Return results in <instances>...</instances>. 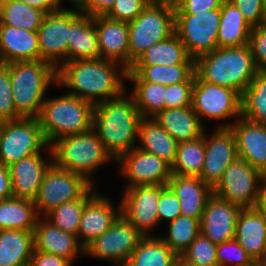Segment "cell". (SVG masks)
<instances>
[{
  "label": "cell",
  "mask_w": 266,
  "mask_h": 266,
  "mask_svg": "<svg viewBox=\"0 0 266 266\" xmlns=\"http://www.w3.org/2000/svg\"><path fill=\"white\" fill-rule=\"evenodd\" d=\"M39 217L33 200L11 197L0 201V230L34 231Z\"/></svg>",
  "instance_id": "obj_33"
},
{
  "label": "cell",
  "mask_w": 266,
  "mask_h": 266,
  "mask_svg": "<svg viewBox=\"0 0 266 266\" xmlns=\"http://www.w3.org/2000/svg\"><path fill=\"white\" fill-rule=\"evenodd\" d=\"M81 14L78 8L76 10L62 8L45 15L37 31L40 60L51 64L56 70L67 62L70 25Z\"/></svg>",
  "instance_id": "obj_11"
},
{
  "label": "cell",
  "mask_w": 266,
  "mask_h": 266,
  "mask_svg": "<svg viewBox=\"0 0 266 266\" xmlns=\"http://www.w3.org/2000/svg\"><path fill=\"white\" fill-rule=\"evenodd\" d=\"M261 175L246 160L237 158L225 169L213 194L242 208H254L259 198Z\"/></svg>",
  "instance_id": "obj_12"
},
{
  "label": "cell",
  "mask_w": 266,
  "mask_h": 266,
  "mask_svg": "<svg viewBox=\"0 0 266 266\" xmlns=\"http://www.w3.org/2000/svg\"><path fill=\"white\" fill-rule=\"evenodd\" d=\"M47 142L38 118L0 122V163L6 167L40 153Z\"/></svg>",
  "instance_id": "obj_8"
},
{
  "label": "cell",
  "mask_w": 266,
  "mask_h": 266,
  "mask_svg": "<svg viewBox=\"0 0 266 266\" xmlns=\"http://www.w3.org/2000/svg\"><path fill=\"white\" fill-rule=\"evenodd\" d=\"M124 95L97 103L93 109L92 128L115 160L136 148L139 123L143 118L134 98Z\"/></svg>",
  "instance_id": "obj_2"
},
{
  "label": "cell",
  "mask_w": 266,
  "mask_h": 266,
  "mask_svg": "<svg viewBox=\"0 0 266 266\" xmlns=\"http://www.w3.org/2000/svg\"><path fill=\"white\" fill-rule=\"evenodd\" d=\"M241 210V206L213 194L207 201L201 217L200 233L216 245L233 240Z\"/></svg>",
  "instance_id": "obj_19"
},
{
  "label": "cell",
  "mask_w": 266,
  "mask_h": 266,
  "mask_svg": "<svg viewBox=\"0 0 266 266\" xmlns=\"http://www.w3.org/2000/svg\"><path fill=\"white\" fill-rule=\"evenodd\" d=\"M45 15L44 11L32 8L20 0H14L0 6V24L28 31H38Z\"/></svg>",
  "instance_id": "obj_39"
},
{
  "label": "cell",
  "mask_w": 266,
  "mask_h": 266,
  "mask_svg": "<svg viewBox=\"0 0 266 266\" xmlns=\"http://www.w3.org/2000/svg\"><path fill=\"white\" fill-rule=\"evenodd\" d=\"M162 185H139L125 188L120 202L121 214L144 237L159 224L158 202ZM149 231V232H148Z\"/></svg>",
  "instance_id": "obj_15"
},
{
  "label": "cell",
  "mask_w": 266,
  "mask_h": 266,
  "mask_svg": "<svg viewBox=\"0 0 266 266\" xmlns=\"http://www.w3.org/2000/svg\"><path fill=\"white\" fill-rule=\"evenodd\" d=\"M218 266H255L256 263L246 253L245 249L233 239L217 246L216 251Z\"/></svg>",
  "instance_id": "obj_43"
},
{
  "label": "cell",
  "mask_w": 266,
  "mask_h": 266,
  "mask_svg": "<svg viewBox=\"0 0 266 266\" xmlns=\"http://www.w3.org/2000/svg\"><path fill=\"white\" fill-rule=\"evenodd\" d=\"M241 12L251 27L264 24L265 0H229Z\"/></svg>",
  "instance_id": "obj_49"
},
{
  "label": "cell",
  "mask_w": 266,
  "mask_h": 266,
  "mask_svg": "<svg viewBox=\"0 0 266 266\" xmlns=\"http://www.w3.org/2000/svg\"><path fill=\"white\" fill-rule=\"evenodd\" d=\"M256 208L266 213V172L262 173L259 185V198Z\"/></svg>",
  "instance_id": "obj_55"
},
{
  "label": "cell",
  "mask_w": 266,
  "mask_h": 266,
  "mask_svg": "<svg viewBox=\"0 0 266 266\" xmlns=\"http://www.w3.org/2000/svg\"><path fill=\"white\" fill-rule=\"evenodd\" d=\"M32 8H38L46 14L58 11L63 8L59 0H20Z\"/></svg>",
  "instance_id": "obj_54"
},
{
  "label": "cell",
  "mask_w": 266,
  "mask_h": 266,
  "mask_svg": "<svg viewBox=\"0 0 266 266\" xmlns=\"http://www.w3.org/2000/svg\"><path fill=\"white\" fill-rule=\"evenodd\" d=\"M72 263L57 255L34 251L29 266H71Z\"/></svg>",
  "instance_id": "obj_52"
},
{
  "label": "cell",
  "mask_w": 266,
  "mask_h": 266,
  "mask_svg": "<svg viewBox=\"0 0 266 266\" xmlns=\"http://www.w3.org/2000/svg\"><path fill=\"white\" fill-rule=\"evenodd\" d=\"M16 114L20 118H39L45 94L57 84V70L42 60L7 64Z\"/></svg>",
  "instance_id": "obj_4"
},
{
  "label": "cell",
  "mask_w": 266,
  "mask_h": 266,
  "mask_svg": "<svg viewBox=\"0 0 266 266\" xmlns=\"http://www.w3.org/2000/svg\"><path fill=\"white\" fill-rule=\"evenodd\" d=\"M100 58L98 34L93 17L82 13L70 25L67 62Z\"/></svg>",
  "instance_id": "obj_28"
},
{
  "label": "cell",
  "mask_w": 266,
  "mask_h": 266,
  "mask_svg": "<svg viewBox=\"0 0 266 266\" xmlns=\"http://www.w3.org/2000/svg\"><path fill=\"white\" fill-rule=\"evenodd\" d=\"M264 24H266V0L264 1Z\"/></svg>",
  "instance_id": "obj_61"
},
{
  "label": "cell",
  "mask_w": 266,
  "mask_h": 266,
  "mask_svg": "<svg viewBox=\"0 0 266 266\" xmlns=\"http://www.w3.org/2000/svg\"><path fill=\"white\" fill-rule=\"evenodd\" d=\"M177 255L159 236L144 237L124 266H170Z\"/></svg>",
  "instance_id": "obj_34"
},
{
  "label": "cell",
  "mask_w": 266,
  "mask_h": 266,
  "mask_svg": "<svg viewBox=\"0 0 266 266\" xmlns=\"http://www.w3.org/2000/svg\"><path fill=\"white\" fill-rule=\"evenodd\" d=\"M144 236L121 214L114 224L85 248L86 256L124 266Z\"/></svg>",
  "instance_id": "obj_13"
},
{
  "label": "cell",
  "mask_w": 266,
  "mask_h": 266,
  "mask_svg": "<svg viewBox=\"0 0 266 266\" xmlns=\"http://www.w3.org/2000/svg\"><path fill=\"white\" fill-rule=\"evenodd\" d=\"M170 266H177V258Z\"/></svg>",
  "instance_id": "obj_63"
},
{
  "label": "cell",
  "mask_w": 266,
  "mask_h": 266,
  "mask_svg": "<svg viewBox=\"0 0 266 266\" xmlns=\"http://www.w3.org/2000/svg\"><path fill=\"white\" fill-rule=\"evenodd\" d=\"M71 1H72L73 5L76 6V8H78L83 3L84 0H71ZM59 2L62 5V2L63 1L62 0H59Z\"/></svg>",
  "instance_id": "obj_58"
},
{
  "label": "cell",
  "mask_w": 266,
  "mask_h": 266,
  "mask_svg": "<svg viewBox=\"0 0 266 266\" xmlns=\"http://www.w3.org/2000/svg\"><path fill=\"white\" fill-rule=\"evenodd\" d=\"M168 236L159 237L180 256L200 233V220L180 215L169 222Z\"/></svg>",
  "instance_id": "obj_41"
},
{
  "label": "cell",
  "mask_w": 266,
  "mask_h": 266,
  "mask_svg": "<svg viewBox=\"0 0 266 266\" xmlns=\"http://www.w3.org/2000/svg\"><path fill=\"white\" fill-rule=\"evenodd\" d=\"M51 148L53 163L57 167L80 174L91 183L93 181L90 177L96 168L111 159L116 161L105 149L93 128L87 132L62 137Z\"/></svg>",
  "instance_id": "obj_6"
},
{
  "label": "cell",
  "mask_w": 266,
  "mask_h": 266,
  "mask_svg": "<svg viewBox=\"0 0 266 266\" xmlns=\"http://www.w3.org/2000/svg\"><path fill=\"white\" fill-rule=\"evenodd\" d=\"M127 80L135 83L131 95L143 118H152L165 109V86L143 81L137 74H127Z\"/></svg>",
  "instance_id": "obj_35"
},
{
  "label": "cell",
  "mask_w": 266,
  "mask_h": 266,
  "mask_svg": "<svg viewBox=\"0 0 266 266\" xmlns=\"http://www.w3.org/2000/svg\"><path fill=\"white\" fill-rule=\"evenodd\" d=\"M177 266H197V265L187 262L181 256H177Z\"/></svg>",
  "instance_id": "obj_57"
},
{
  "label": "cell",
  "mask_w": 266,
  "mask_h": 266,
  "mask_svg": "<svg viewBox=\"0 0 266 266\" xmlns=\"http://www.w3.org/2000/svg\"><path fill=\"white\" fill-rule=\"evenodd\" d=\"M116 0H84L78 9L91 17L106 15Z\"/></svg>",
  "instance_id": "obj_51"
},
{
  "label": "cell",
  "mask_w": 266,
  "mask_h": 266,
  "mask_svg": "<svg viewBox=\"0 0 266 266\" xmlns=\"http://www.w3.org/2000/svg\"><path fill=\"white\" fill-rule=\"evenodd\" d=\"M167 186L180 202L181 215L201 220L206 203L213 195V189L198 176L172 174Z\"/></svg>",
  "instance_id": "obj_24"
},
{
  "label": "cell",
  "mask_w": 266,
  "mask_h": 266,
  "mask_svg": "<svg viewBox=\"0 0 266 266\" xmlns=\"http://www.w3.org/2000/svg\"><path fill=\"white\" fill-rule=\"evenodd\" d=\"M248 46L258 70H266V24L252 27Z\"/></svg>",
  "instance_id": "obj_47"
},
{
  "label": "cell",
  "mask_w": 266,
  "mask_h": 266,
  "mask_svg": "<svg viewBox=\"0 0 266 266\" xmlns=\"http://www.w3.org/2000/svg\"><path fill=\"white\" fill-rule=\"evenodd\" d=\"M11 1H14V0H0V6H2L5 3L11 2Z\"/></svg>",
  "instance_id": "obj_62"
},
{
  "label": "cell",
  "mask_w": 266,
  "mask_h": 266,
  "mask_svg": "<svg viewBox=\"0 0 266 266\" xmlns=\"http://www.w3.org/2000/svg\"><path fill=\"white\" fill-rule=\"evenodd\" d=\"M204 140L205 157L199 177L214 189L225 169L238 158L236 140L230 128H216L211 137L204 130Z\"/></svg>",
  "instance_id": "obj_17"
},
{
  "label": "cell",
  "mask_w": 266,
  "mask_h": 266,
  "mask_svg": "<svg viewBox=\"0 0 266 266\" xmlns=\"http://www.w3.org/2000/svg\"><path fill=\"white\" fill-rule=\"evenodd\" d=\"M92 186L82 175L61 169L53 163L33 200L38 215L44 216L63 203L81 198Z\"/></svg>",
  "instance_id": "obj_9"
},
{
  "label": "cell",
  "mask_w": 266,
  "mask_h": 266,
  "mask_svg": "<svg viewBox=\"0 0 266 266\" xmlns=\"http://www.w3.org/2000/svg\"><path fill=\"white\" fill-rule=\"evenodd\" d=\"M50 161H45L41 152L22 158L9 166L13 197L34 200L46 171L53 164L52 148L49 146ZM52 160V161H51Z\"/></svg>",
  "instance_id": "obj_22"
},
{
  "label": "cell",
  "mask_w": 266,
  "mask_h": 266,
  "mask_svg": "<svg viewBox=\"0 0 266 266\" xmlns=\"http://www.w3.org/2000/svg\"><path fill=\"white\" fill-rule=\"evenodd\" d=\"M180 215L181 210L178 197L167 185H162V193L158 202L159 222L163 219L172 221Z\"/></svg>",
  "instance_id": "obj_48"
},
{
  "label": "cell",
  "mask_w": 266,
  "mask_h": 266,
  "mask_svg": "<svg viewBox=\"0 0 266 266\" xmlns=\"http://www.w3.org/2000/svg\"><path fill=\"white\" fill-rule=\"evenodd\" d=\"M205 157L203 135L197 139L178 143L176 159L171 166L172 174L181 176H200Z\"/></svg>",
  "instance_id": "obj_38"
},
{
  "label": "cell",
  "mask_w": 266,
  "mask_h": 266,
  "mask_svg": "<svg viewBox=\"0 0 266 266\" xmlns=\"http://www.w3.org/2000/svg\"><path fill=\"white\" fill-rule=\"evenodd\" d=\"M94 105L70 94L45 99L39 116L42 134L51 146L58 139L92 128Z\"/></svg>",
  "instance_id": "obj_5"
},
{
  "label": "cell",
  "mask_w": 266,
  "mask_h": 266,
  "mask_svg": "<svg viewBox=\"0 0 266 266\" xmlns=\"http://www.w3.org/2000/svg\"><path fill=\"white\" fill-rule=\"evenodd\" d=\"M127 74H137L145 82L168 86L186 82L194 74V64L131 66Z\"/></svg>",
  "instance_id": "obj_37"
},
{
  "label": "cell",
  "mask_w": 266,
  "mask_h": 266,
  "mask_svg": "<svg viewBox=\"0 0 266 266\" xmlns=\"http://www.w3.org/2000/svg\"><path fill=\"white\" fill-rule=\"evenodd\" d=\"M241 116L266 124V71L259 70L241 98Z\"/></svg>",
  "instance_id": "obj_36"
},
{
  "label": "cell",
  "mask_w": 266,
  "mask_h": 266,
  "mask_svg": "<svg viewBox=\"0 0 266 266\" xmlns=\"http://www.w3.org/2000/svg\"><path fill=\"white\" fill-rule=\"evenodd\" d=\"M13 197L9 168L0 163V201Z\"/></svg>",
  "instance_id": "obj_53"
},
{
  "label": "cell",
  "mask_w": 266,
  "mask_h": 266,
  "mask_svg": "<svg viewBox=\"0 0 266 266\" xmlns=\"http://www.w3.org/2000/svg\"><path fill=\"white\" fill-rule=\"evenodd\" d=\"M152 118L178 143L199 138L205 129L192 106L164 109Z\"/></svg>",
  "instance_id": "obj_27"
},
{
  "label": "cell",
  "mask_w": 266,
  "mask_h": 266,
  "mask_svg": "<svg viewBox=\"0 0 266 266\" xmlns=\"http://www.w3.org/2000/svg\"><path fill=\"white\" fill-rule=\"evenodd\" d=\"M92 188L93 186L81 198L61 204L43 217L60 230L78 236L85 202L95 193Z\"/></svg>",
  "instance_id": "obj_40"
},
{
  "label": "cell",
  "mask_w": 266,
  "mask_h": 266,
  "mask_svg": "<svg viewBox=\"0 0 266 266\" xmlns=\"http://www.w3.org/2000/svg\"><path fill=\"white\" fill-rule=\"evenodd\" d=\"M0 56L7 64L40 60L37 31L0 24Z\"/></svg>",
  "instance_id": "obj_26"
},
{
  "label": "cell",
  "mask_w": 266,
  "mask_h": 266,
  "mask_svg": "<svg viewBox=\"0 0 266 266\" xmlns=\"http://www.w3.org/2000/svg\"><path fill=\"white\" fill-rule=\"evenodd\" d=\"M251 30L252 27L239 9L229 0H224L220 8L218 47L230 48L248 44Z\"/></svg>",
  "instance_id": "obj_31"
},
{
  "label": "cell",
  "mask_w": 266,
  "mask_h": 266,
  "mask_svg": "<svg viewBox=\"0 0 266 266\" xmlns=\"http://www.w3.org/2000/svg\"><path fill=\"white\" fill-rule=\"evenodd\" d=\"M98 34L100 58L120 63L129 70L128 22L113 20L106 15L93 17Z\"/></svg>",
  "instance_id": "obj_21"
},
{
  "label": "cell",
  "mask_w": 266,
  "mask_h": 266,
  "mask_svg": "<svg viewBox=\"0 0 266 266\" xmlns=\"http://www.w3.org/2000/svg\"><path fill=\"white\" fill-rule=\"evenodd\" d=\"M195 73L186 81L165 86V109L191 106Z\"/></svg>",
  "instance_id": "obj_44"
},
{
  "label": "cell",
  "mask_w": 266,
  "mask_h": 266,
  "mask_svg": "<svg viewBox=\"0 0 266 266\" xmlns=\"http://www.w3.org/2000/svg\"><path fill=\"white\" fill-rule=\"evenodd\" d=\"M224 0H177L175 14H198L220 9Z\"/></svg>",
  "instance_id": "obj_50"
},
{
  "label": "cell",
  "mask_w": 266,
  "mask_h": 266,
  "mask_svg": "<svg viewBox=\"0 0 266 266\" xmlns=\"http://www.w3.org/2000/svg\"><path fill=\"white\" fill-rule=\"evenodd\" d=\"M111 203L108 197L99 193H94L85 202L78 230V239L84 248L106 232L121 215V205L115 212Z\"/></svg>",
  "instance_id": "obj_20"
},
{
  "label": "cell",
  "mask_w": 266,
  "mask_h": 266,
  "mask_svg": "<svg viewBox=\"0 0 266 266\" xmlns=\"http://www.w3.org/2000/svg\"><path fill=\"white\" fill-rule=\"evenodd\" d=\"M220 9L198 14H175V33L195 60L218 48Z\"/></svg>",
  "instance_id": "obj_10"
},
{
  "label": "cell",
  "mask_w": 266,
  "mask_h": 266,
  "mask_svg": "<svg viewBox=\"0 0 266 266\" xmlns=\"http://www.w3.org/2000/svg\"><path fill=\"white\" fill-rule=\"evenodd\" d=\"M150 2V0H116L106 16L113 20L130 22L134 20Z\"/></svg>",
  "instance_id": "obj_46"
},
{
  "label": "cell",
  "mask_w": 266,
  "mask_h": 266,
  "mask_svg": "<svg viewBox=\"0 0 266 266\" xmlns=\"http://www.w3.org/2000/svg\"><path fill=\"white\" fill-rule=\"evenodd\" d=\"M256 266H266V244L264 246V251H263L261 257L256 262Z\"/></svg>",
  "instance_id": "obj_56"
},
{
  "label": "cell",
  "mask_w": 266,
  "mask_h": 266,
  "mask_svg": "<svg viewBox=\"0 0 266 266\" xmlns=\"http://www.w3.org/2000/svg\"><path fill=\"white\" fill-rule=\"evenodd\" d=\"M234 239L256 263L266 244V213L254 208H242Z\"/></svg>",
  "instance_id": "obj_25"
},
{
  "label": "cell",
  "mask_w": 266,
  "mask_h": 266,
  "mask_svg": "<svg viewBox=\"0 0 266 266\" xmlns=\"http://www.w3.org/2000/svg\"><path fill=\"white\" fill-rule=\"evenodd\" d=\"M18 119H20V117L16 114L9 68L6 66V68L0 72V122Z\"/></svg>",
  "instance_id": "obj_45"
},
{
  "label": "cell",
  "mask_w": 266,
  "mask_h": 266,
  "mask_svg": "<svg viewBox=\"0 0 266 266\" xmlns=\"http://www.w3.org/2000/svg\"><path fill=\"white\" fill-rule=\"evenodd\" d=\"M34 249V231L0 230V266H29Z\"/></svg>",
  "instance_id": "obj_30"
},
{
  "label": "cell",
  "mask_w": 266,
  "mask_h": 266,
  "mask_svg": "<svg viewBox=\"0 0 266 266\" xmlns=\"http://www.w3.org/2000/svg\"><path fill=\"white\" fill-rule=\"evenodd\" d=\"M34 244V251L61 256L72 264L80 253L85 255L77 235L60 230L41 216L35 226Z\"/></svg>",
  "instance_id": "obj_23"
},
{
  "label": "cell",
  "mask_w": 266,
  "mask_h": 266,
  "mask_svg": "<svg viewBox=\"0 0 266 266\" xmlns=\"http://www.w3.org/2000/svg\"><path fill=\"white\" fill-rule=\"evenodd\" d=\"M140 146L137 148L158 156L172 166L176 159L178 142L153 118H142L138 128Z\"/></svg>",
  "instance_id": "obj_29"
},
{
  "label": "cell",
  "mask_w": 266,
  "mask_h": 266,
  "mask_svg": "<svg viewBox=\"0 0 266 266\" xmlns=\"http://www.w3.org/2000/svg\"><path fill=\"white\" fill-rule=\"evenodd\" d=\"M116 162L121 166V174L128 180L126 188L167 185L172 175L171 166L167 162L137 147L121 155Z\"/></svg>",
  "instance_id": "obj_16"
},
{
  "label": "cell",
  "mask_w": 266,
  "mask_h": 266,
  "mask_svg": "<svg viewBox=\"0 0 266 266\" xmlns=\"http://www.w3.org/2000/svg\"><path fill=\"white\" fill-rule=\"evenodd\" d=\"M217 246L209 238L199 233L180 256L187 262L197 266H218L216 256Z\"/></svg>",
  "instance_id": "obj_42"
},
{
  "label": "cell",
  "mask_w": 266,
  "mask_h": 266,
  "mask_svg": "<svg viewBox=\"0 0 266 266\" xmlns=\"http://www.w3.org/2000/svg\"><path fill=\"white\" fill-rule=\"evenodd\" d=\"M258 71L248 44L218 47L194 60V73L201 81L233 89L241 96Z\"/></svg>",
  "instance_id": "obj_3"
},
{
  "label": "cell",
  "mask_w": 266,
  "mask_h": 266,
  "mask_svg": "<svg viewBox=\"0 0 266 266\" xmlns=\"http://www.w3.org/2000/svg\"><path fill=\"white\" fill-rule=\"evenodd\" d=\"M242 96L235 90L203 82L196 75L192 92V108L199 117L221 120L241 117Z\"/></svg>",
  "instance_id": "obj_14"
},
{
  "label": "cell",
  "mask_w": 266,
  "mask_h": 266,
  "mask_svg": "<svg viewBox=\"0 0 266 266\" xmlns=\"http://www.w3.org/2000/svg\"><path fill=\"white\" fill-rule=\"evenodd\" d=\"M7 66V63L4 61V59L0 56V72L3 71Z\"/></svg>",
  "instance_id": "obj_59"
},
{
  "label": "cell",
  "mask_w": 266,
  "mask_h": 266,
  "mask_svg": "<svg viewBox=\"0 0 266 266\" xmlns=\"http://www.w3.org/2000/svg\"><path fill=\"white\" fill-rule=\"evenodd\" d=\"M123 79H127V69L103 58L65 62L57 70V84L69 88L68 94L93 105L125 93Z\"/></svg>",
  "instance_id": "obj_1"
},
{
  "label": "cell",
  "mask_w": 266,
  "mask_h": 266,
  "mask_svg": "<svg viewBox=\"0 0 266 266\" xmlns=\"http://www.w3.org/2000/svg\"><path fill=\"white\" fill-rule=\"evenodd\" d=\"M216 128H230L235 136L238 158L246 160L261 173L266 172V124L241 116L232 124L226 122Z\"/></svg>",
  "instance_id": "obj_18"
},
{
  "label": "cell",
  "mask_w": 266,
  "mask_h": 266,
  "mask_svg": "<svg viewBox=\"0 0 266 266\" xmlns=\"http://www.w3.org/2000/svg\"><path fill=\"white\" fill-rule=\"evenodd\" d=\"M151 2H168L175 4L177 0H150Z\"/></svg>",
  "instance_id": "obj_60"
},
{
  "label": "cell",
  "mask_w": 266,
  "mask_h": 266,
  "mask_svg": "<svg viewBox=\"0 0 266 266\" xmlns=\"http://www.w3.org/2000/svg\"><path fill=\"white\" fill-rule=\"evenodd\" d=\"M194 64L186 47L176 33L150 46L132 66Z\"/></svg>",
  "instance_id": "obj_32"
},
{
  "label": "cell",
  "mask_w": 266,
  "mask_h": 266,
  "mask_svg": "<svg viewBox=\"0 0 266 266\" xmlns=\"http://www.w3.org/2000/svg\"><path fill=\"white\" fill-rule=\"evenodd\" d=\"M128 30L130 69L150 46L175 33L174 4L150 2L134 20L128 22Z\"/></svg>",
  "instance_id": "obj_7"
}]
</instances>
